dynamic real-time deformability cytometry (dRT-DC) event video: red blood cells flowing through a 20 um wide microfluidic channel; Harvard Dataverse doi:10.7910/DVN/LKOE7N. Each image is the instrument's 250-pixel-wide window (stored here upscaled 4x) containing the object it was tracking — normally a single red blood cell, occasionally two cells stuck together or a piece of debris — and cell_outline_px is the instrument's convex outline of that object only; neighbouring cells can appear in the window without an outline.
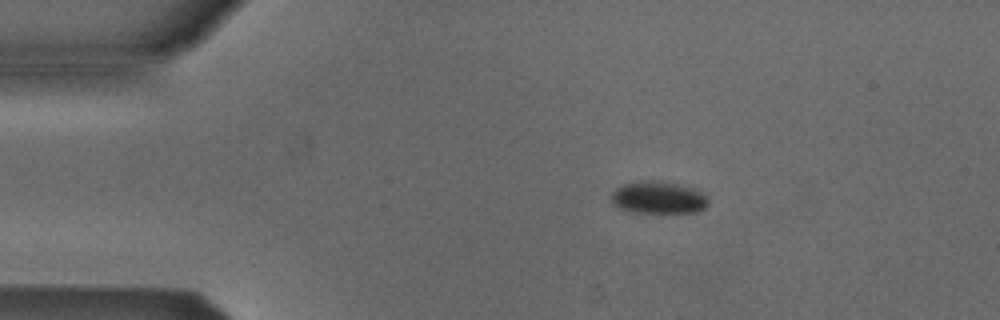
{"species": "Egyptian fruit bat (a non-hibernating species)", "species_latin": "Rousettus aegyptiacus", "temperature_condition": "cold", "stored_images_in_passage": 6, "camera_frame_rate_fps": 3000, "um_per_image_px": 0.085, "animal": {"sex": "male"}, "frame": {"image": 1, "passage_image": 1, "time_ms": 0.0, "image_size_px": [1000, 320], "cell_outline_px": [[708, 204], [704, 208], [696, 212], [660, 216], [632, 212], [620, 208], [612, 204], [612, 192], [620, 184], [640, 180], [660, 180], [692, 188], [704, 192], [708, 196]], "centroid_in_image_um": [55.97, 16.84], "position_along_channel_um": 29.0, "area_um2": 19.36}}
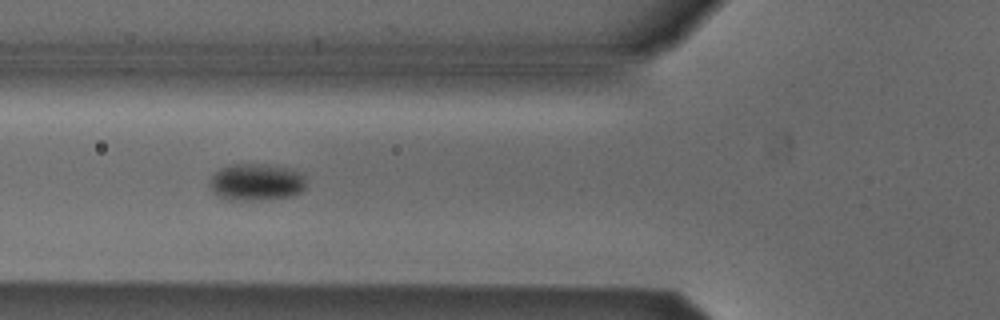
{"frame": {"image": 2, "passage_image": 4, "time_ms": 1.0, "image_size_px": [1000, 320], "cell_outline_px": [[304, 188], [300, 192], [292, 196], [264, 200], [228, 200], [212, 192], [208, 188], [208, 184], [212, 176], [216, 172], [232, 164], [264, 164], [288, 168], [304, 176]], "centroid_in_image_um": [21.74, 15.5], "position_along_channel_um": 104.1, "area_um2": 20.69}}
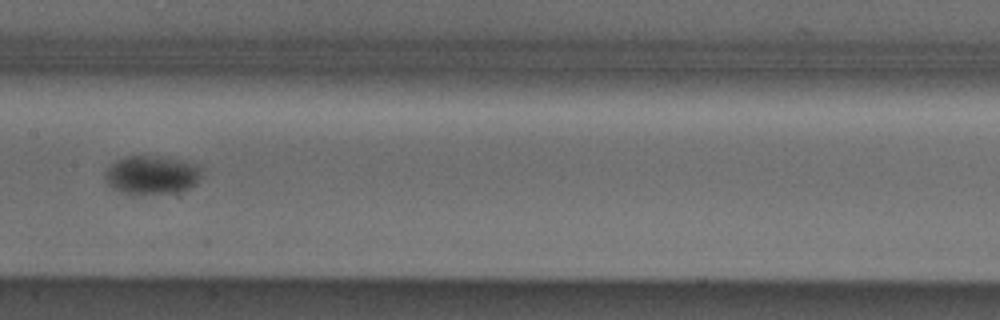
{"frame": {"image": 3, "passage_image": 6, "time_ms": 1.667, "image_size_px": [1000, 320], "cell_outline_px": [[204, 168], [196, 184], [188, 188], [172, 192], [124, 192], [112, 188], [108, 184], [104, 176], [108, 168], [116, 160], [128, 156], [160, 156], [200, 164]], "centroid_in_image_um": [12.95, 14.82], "position_along_channel_um": 194.5, "area_um2": 21.27}}